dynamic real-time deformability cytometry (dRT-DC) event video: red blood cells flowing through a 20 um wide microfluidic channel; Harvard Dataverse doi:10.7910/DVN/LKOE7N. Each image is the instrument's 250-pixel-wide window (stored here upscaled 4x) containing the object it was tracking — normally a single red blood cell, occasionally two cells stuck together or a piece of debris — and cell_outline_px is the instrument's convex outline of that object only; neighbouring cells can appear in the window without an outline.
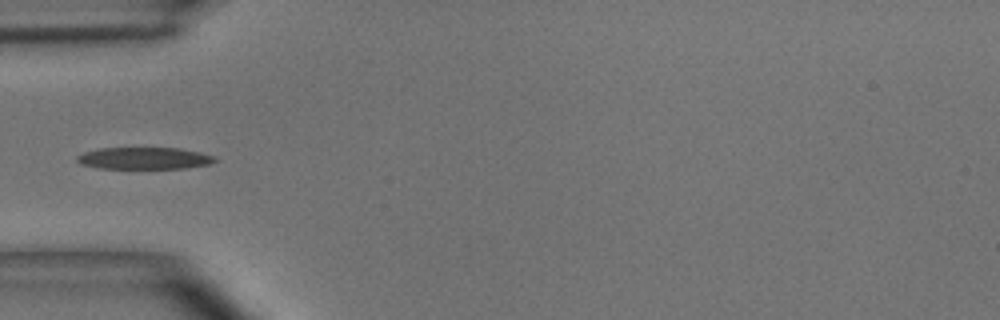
{"species": "common noctule bat (a hibernating species)", "species_latin": "Nyctalus noctula", "temperature_condition": "room temperature", "stored_images_in_passage": 38, "camera_frame_rate_fps": 3000, "um_per_image_px": 0.085, "animal": {"sex": "male", "body_mass_g": 15.6}, "frame": {"image": 1, "passage_image": 1, "time_ms": 0.0, "image_size_px": [1000, 320], "cell_outline_px": [[216, 160], [208, 164], [184, 168], [96, 168], [80, 164], [76, 160], [76, 156], [84, 152], [100, 148], [180, 148], [200, 152], [212, 156]], "centroid_in_image_um": [12.19, 13.45], "position_along_channel_um": 72.8, "area_um2": 17.46}}
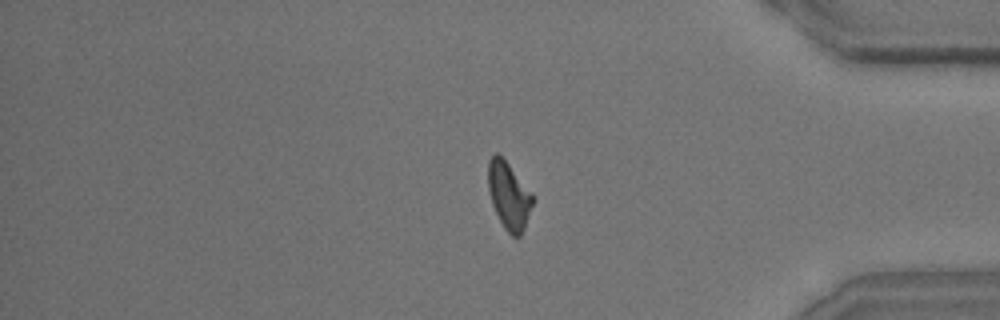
{"frame": {"image": 2, "passage_image": 29, "time_ms": 9.333, "image_size_px": [1000, 320], "cell_outline_px": [[536, 200], [524, 228], [520, 236], [512, 236], [504, 228], [492, 204], [488, 188], [488, 160], [496, 152], [508, 164]], "centroid_in_image_um": [43.26, 16.66], "position_along_channel_um": 391.9, "area_um2": 17.17}}
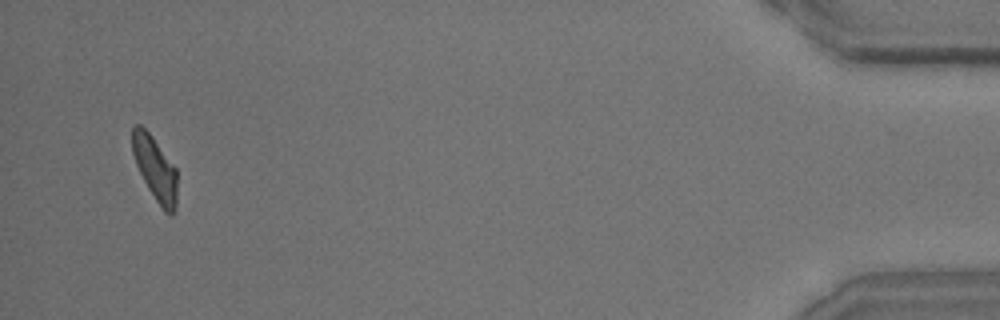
{"frame": {"image": 3, "passage_image": 36, "time_ms": 11.667, "image_size_px": [1000, 320], "cell_outline_px": [[176, 208], [172, 216], [168, 216], [164, 212], [148, 188], [136, 164], [132, 152], [132, 128], [136, 124], [140, 124], [152, 136], [176, 168]], "centroid_in_image_um": [13.19, 14.35], "position_along_channel_um": 422.0, "area_um2": 16.65}}